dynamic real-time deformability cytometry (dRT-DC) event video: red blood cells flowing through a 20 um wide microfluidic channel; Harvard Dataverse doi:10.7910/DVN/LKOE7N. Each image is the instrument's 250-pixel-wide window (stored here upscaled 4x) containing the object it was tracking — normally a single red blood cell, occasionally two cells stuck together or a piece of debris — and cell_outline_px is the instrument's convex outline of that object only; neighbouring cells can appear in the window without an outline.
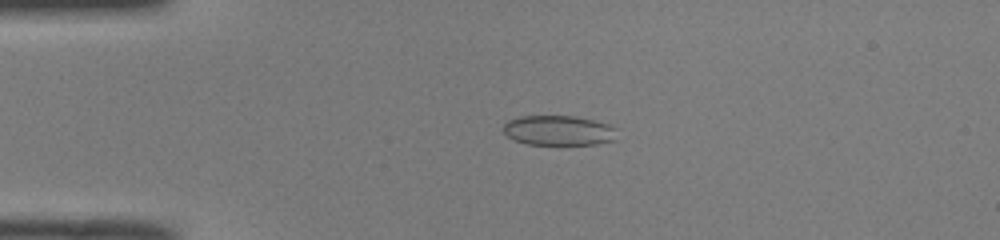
{"species": "common noctule bat (a hibernating species)", "species_latin": "Nyctalus noctula", "temperature_condition": "room temperature", "stored_images_in_passage": 42, "camera_frame_rate_fps": 3000, "um_per_image_px": 0.085, "animal": {"sex": "male", "body_mass_g": 19.0, "forearm_length_mm": 50.8}, "frame": {"image": 1, "passage_image": 3, "time_ms": 0.667, "image_size_px": [1000, 240], "cell_outline_px": [[616, 140], [596, 144], [528, 144], [512, 140], [504, 132], [504, 124], [508, 120], [520, 116], [576, 116], [608, 124], [616, 128]], "centroid_in_image_um": [47.48, 11.09], "position_along_channel_um": 37.5, "area_um2": 19.83}}
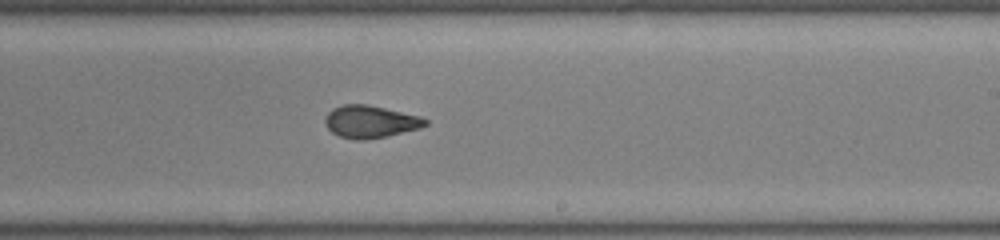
{"frame": {"image": 2, "passage_image": 22, "time_ms": 7.0, "image_size_px": [1000, 240], "cell_outline_px": [[428, 124], [420, 128], [388, 136], [364, 140], [356, 140], [340, 136], [332, 132], [324, 124], [324, 120], [328, 112], [332, 108], [344, 104], [368, 104], [420, 116], [428, 120]], "centroid_in_image_um": [31.47, 10.34], "position_along_channel_um": 257.5, "area_um2": 19.02}}
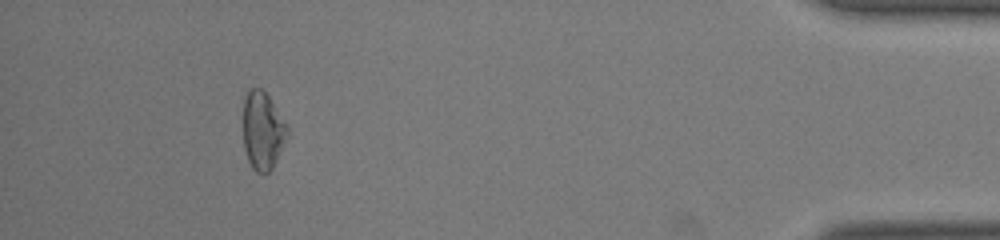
{"frame": {"image": 3, "passage_image": 38, "time_ms": 12.333, "image_size_px": [1000, 240], "cell_outline_px": [[288, 132], [276, 160], [272, 168], [264, 176], [256, 172], [252, 168], [248, 160], [244, 148], [244, 96], [252, 88], [260, 88], [268, 96], [288, 128]], "centroid_in_image_um": [22.3, 11.15], "position_along_channel_um": 412.9, "area_um2": 19.59}, "authors_computed_cell_mechanics": {"area_um2": 19.5075, "velocity_mm_per_s": 4.0289, "shape_relaxation_time_tau1_ms": null, "shape_relaxation_time_tau2_ms": 1.2126, "deformation_change_tau1": null, "deformation_change_tau2": 0.0587}}